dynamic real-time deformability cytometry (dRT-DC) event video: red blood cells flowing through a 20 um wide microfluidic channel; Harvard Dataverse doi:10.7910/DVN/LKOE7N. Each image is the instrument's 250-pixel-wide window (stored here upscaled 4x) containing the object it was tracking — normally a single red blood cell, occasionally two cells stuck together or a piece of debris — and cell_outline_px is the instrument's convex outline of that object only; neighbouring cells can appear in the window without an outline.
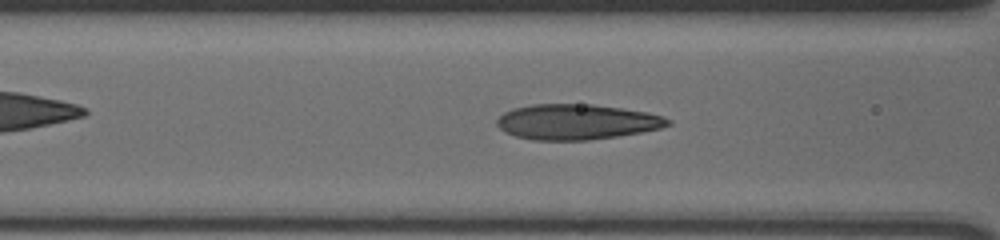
{"species": "human", "species_latin": "Homo sapiens", "temperature_condition": "cold", "stored_images_in_passage": 28, "camera_frame_rate_fps": 3000, "um_per_image_px": 0.085, "donor": {"sex": "male"}, "frame": {"image": 1, "passage_image": 5, "time_ms": 1.333, "image_size_px": [1000, 240], "cell_outline_px": [[672, 124], [660, 128], [640, 132], [616, 136], [588, 140], [532, 140], [516, 136], [504, 132], [496, 124], [496, 120], [504, 112], [512, 108], [532, 104], [592, 104], [648, 112], [664, 116], [672, 120]], "centroid_in_image_um": [49.01, 10.35], "position_along_channel_um": 117.6, "area_um2": 35.32}}
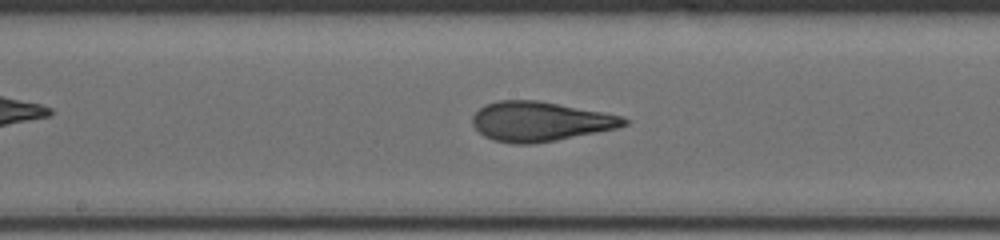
{"frame": {"image": 2, "passage_image": 12, "time_ms": 3.667, "image_size_px": [1000, 240], "cell_outline_px": [[628, 124], [616, 128], [556, 140], [532, 144], [512, 144], [492, 140], [484, 136], [472, 124], [472, 116], [480, 108], [488, 104], [500, 100], [536, 100], [624, 116], [628, 120]], "centroid_in_image_um": [45.89, 10.33], "position_along_channel_um": 202.3, "area_um2": 34.68}}
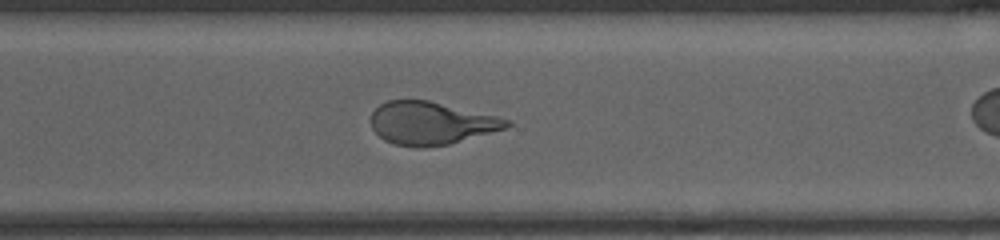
{"frame": {"image": 3, "passage_image": 23, "time_ms": 7.333, "image_size_px": [1000, 240], "cell_outline_px": [[512, 124], [504, 128], [448, 144], [424, 148], [420, 148], [392, 144], [384, 140], [372, 128], [372, 112], [380, 104], [388, 100], [428, 100], [496, 116], [508, 120]], "centroid_in_image_um": [36.58, 10.47], "position_along_channel_um": 334.0, "area_um2": 33.41}}